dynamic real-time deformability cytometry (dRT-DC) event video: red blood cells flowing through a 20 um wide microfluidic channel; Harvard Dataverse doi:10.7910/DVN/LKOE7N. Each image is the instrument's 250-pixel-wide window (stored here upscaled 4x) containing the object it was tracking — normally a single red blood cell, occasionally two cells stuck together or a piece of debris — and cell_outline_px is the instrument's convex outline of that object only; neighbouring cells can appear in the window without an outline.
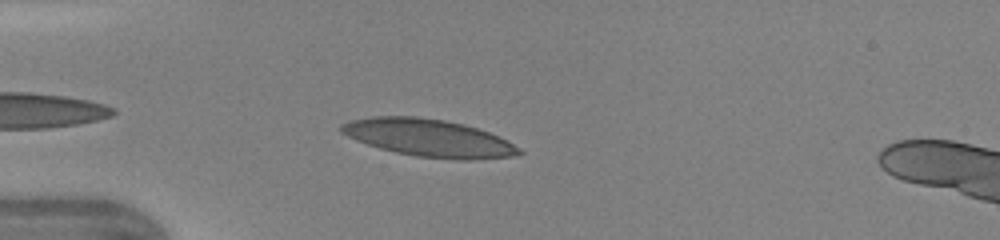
{"species": "human", "species_latin": "Homo sapiens", "temperature_condition": "warm", "stored_images_in_passage": 33, "camera_frame_rate_fps": 3000, "um_per_image_px": 0.085, "donor": {"sex": "female"}, "frame": {"image": 1, "passage_image": 3, "time_ms": 0.667, "image_size_px": [1000, 240], "cell_outline_px": [[524, 152], [512, 156], [472, 160], [460, 160], [416, 156], [396, 152], [380, 148], [356, 140], [340, 132], [340, 124], [352, 120], [372, 116], [416, 116], [444, 120], [464, 124], [488, 132], [520, 148]], "centroid_in_image_um": [36.41, 11.72], "position_along_channel_um": 48.6, "area_um2": 38.49}}
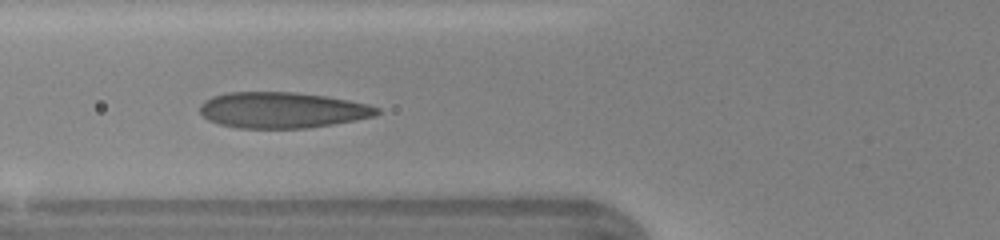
{"frame": {"image": 2, "passage_image": 8, "time_ms": 2.333, "image_size_px": [1000, 240], "cell_outline_px": [[380, 112], [376, 116], [332, 124], [304, 128], [240, 128], [220, 124], [208, 120], [200, 112], [200, 104], [204, 100], [212, 96], [228, 92], [296, 92], [324, 96], [348, 100], [368, 104], [380, 108]], "centroid_in_image_um": [23.98, 9.35], "position_along_channel_um": 101.8, "area_um2": 36.99}}
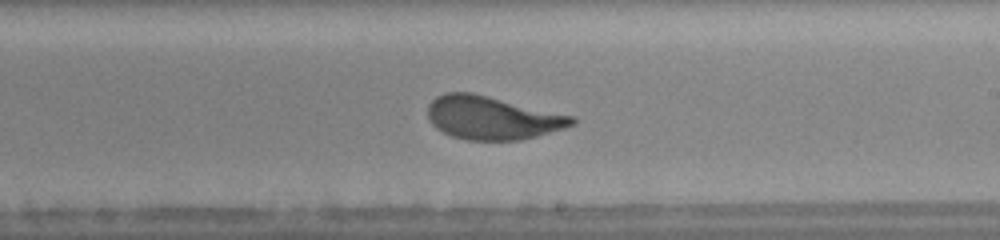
{"frame": {"image": 3, "passage_image": 18, "time_ms": 5.667, "image_size_px": [1000, 240], "cell_outline_px": [[576, 124], [564, 128], [536, 136], [520, 140], [464, 140], [452, 136], [436, 128], [432, 124], [428, 116], [428, 104], [436, 96], [444, 92], [472, 92], [576, 116]], "centroid_in_image_um": [41.85, 10.0], "position_along_channel_um": 247.2, "area_um2": 36.59}, "authors_computed_cell_mechanics": {"area_um2": 36.4718, "velocity_mm_per_s": 4.3634, "shape_relaxation_time_tau1_ms": 3.3486, "shape_relaxation_time_tau2_ms": null, "deformation_change_tau1": 0.1678, "deformation_change_tau2": null}}